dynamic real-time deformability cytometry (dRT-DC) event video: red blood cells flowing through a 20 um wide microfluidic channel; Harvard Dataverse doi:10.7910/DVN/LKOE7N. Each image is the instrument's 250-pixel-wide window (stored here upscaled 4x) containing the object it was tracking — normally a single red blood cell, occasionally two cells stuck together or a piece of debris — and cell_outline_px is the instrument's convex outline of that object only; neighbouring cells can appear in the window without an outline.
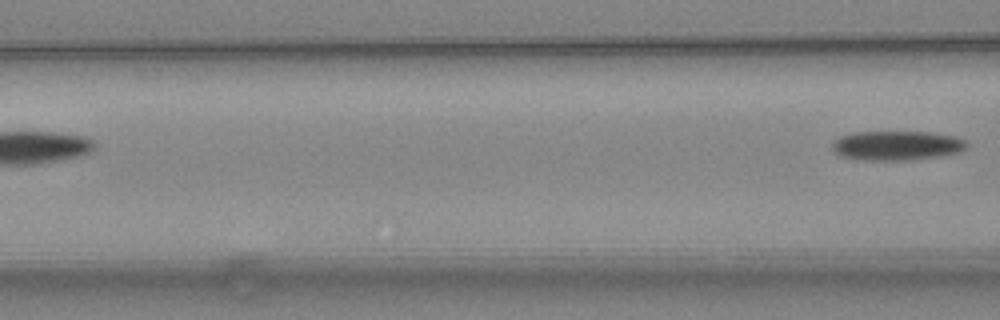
{"species": "common noctule bat (a hibernating species)", "species_latin": "Nyctalus noctula", "temperature_condition": "warm", "stored_images_in_passage": 5, "camera_frame_rate_fps": 3000, "um_per_image_px": 0.085, "animal": {"sex": "female", "body_mass_g": 24.6, "forearm_length_mm": 56.2}, "frame": {"image": 1, "passage_image": 5, "time_ms": 1.333, "image_size_px": [1000, 320], "cell_outline_px": [[968, 148], [960, 152], [940, 156], [912, 160], [864, 160], [840, 156], [832, 148], [832, 144], [840, 136], [852, 132], [928, 132], [956, 136], [964, 140], [968, 144]], "centroid_in_image_um": [76.26, 12.37], "position_along_channel_um": 90.3, "area_um2": 23.18}}